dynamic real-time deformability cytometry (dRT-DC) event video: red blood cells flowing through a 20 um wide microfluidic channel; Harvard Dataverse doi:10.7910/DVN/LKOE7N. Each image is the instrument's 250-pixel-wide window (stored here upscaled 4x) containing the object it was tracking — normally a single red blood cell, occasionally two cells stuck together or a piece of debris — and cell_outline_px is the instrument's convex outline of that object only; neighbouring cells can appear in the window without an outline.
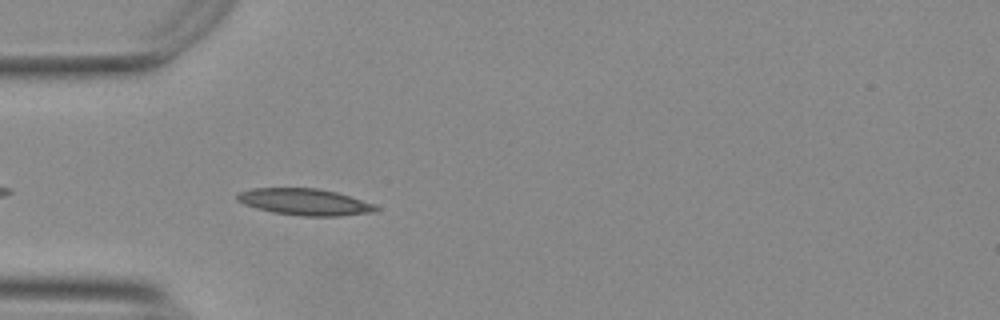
{"species": "Egyptian fruit bat (a non-hibernating species)", "species_latin": "Rousettus aegyptiacus", "temperature_condition": "warm", "stored_images_in_passage": 8, "camera_frame_rate_fps": 3000, "um_per_image_px": 0.085, "animal": {"sex": "female"}, "frame": {"image": 1, "passage_image": 4, "time_ms": 1.0, "image_size_px": [1000, 320], "cell_outline_px": [[380, 208], [376, 212], [336, 216], [300, 216], [272, 212], [256, 208], [244, 204], [236, 200], [236, 196], [240, 192], [252, 188], [316, 188], [336, 192], [372, 204]], "centroid_in_image_um": [25.87, 17.17], "position_along_channel_um": 59.1, "area_um2": 21.33}}